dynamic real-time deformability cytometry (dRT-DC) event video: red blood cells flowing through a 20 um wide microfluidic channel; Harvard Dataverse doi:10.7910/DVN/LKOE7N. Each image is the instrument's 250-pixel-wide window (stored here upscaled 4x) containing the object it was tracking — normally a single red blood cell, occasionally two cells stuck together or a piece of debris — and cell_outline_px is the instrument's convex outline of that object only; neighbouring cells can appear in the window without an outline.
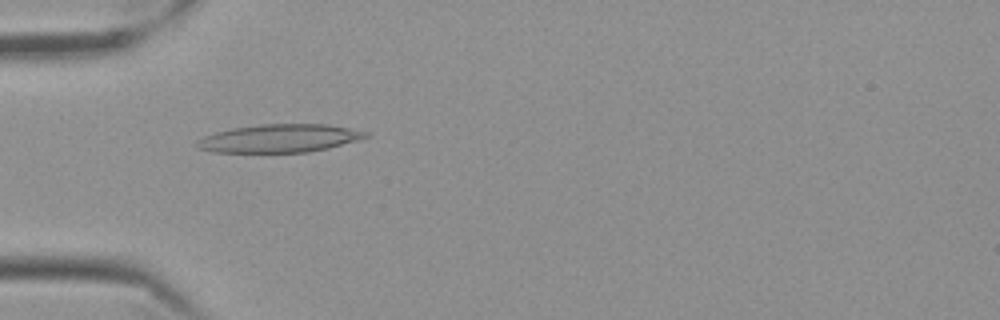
{"species": "Egyptian fruit bat (a non-hibernating species)", "species_latin": "Rousettus aegyptiacus", "temperature_condition": "cold", "stored_images_in_passage": 51, "camera_frame_rate_fps": 3000, "um_per_image_px": 0.085, "frame": {"image": 1, "passage_image": 12, "time_ms": 3.667, "image_size_px": [1000, 320], "cell_outline_px": [[368, 136], [356, 140], [328, 148], [308, 152], [212, 152], [196, 148], [196, 140], [204, 136], [216, 132], [232, 128], [260, 124], [328, 124], [368, 132]], "centroid_in_image_um": [23.7, 11.76], "position_along_channel_um": 61.3, "area_um2": 27.51}}
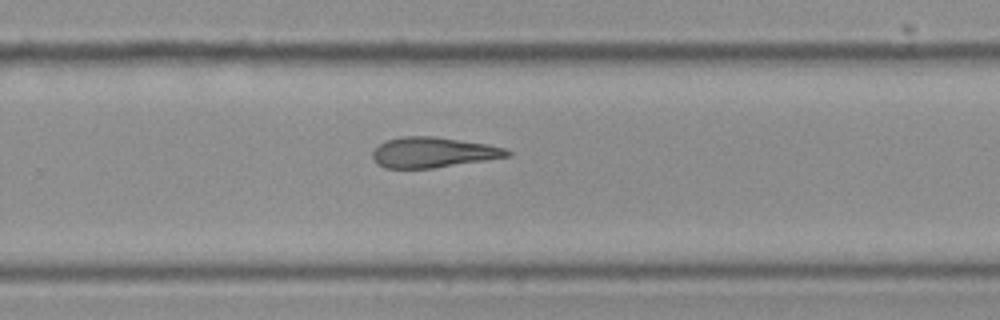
{"frame": {"image": 2, "passage_image": 32, "time_ms": 10.333, "image_size_px": [1000, 320], "cell_outline_px": [[512, 156], [432, 168], [384, 168], [376, 164], [372, 156], [372, 152], [380, 144], [388, 140], [400, 136], [432, 136], [488, 144], [508, 148], [512, 152]], "centroid_in_image_um": [36.84, 12.95], "position_along_channel_um": 293.0, "area_um2": 23.87}}
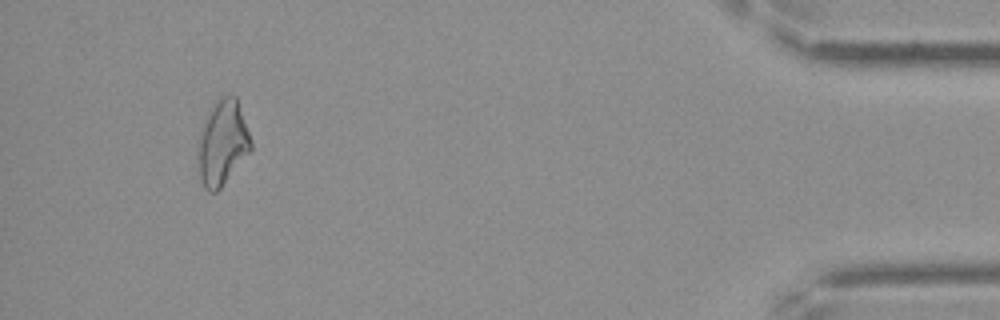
{"frame": {"image": 3, "passage_image": 48, "time_ms": 15.667, "image_size_px": [1000, 320], "cell_outline_px": [[252, 148], [220, 188], [216, 192], [208, 192], [204, 188], [200, 180], [196, 156], [196, 144], [200, 128], [212, 104], [216, 100], [224, 96], [236, 96], [252, 140]], "centroid_in_image_um": [18.85, 12.14], "position_along_channel_um": 416.3, "area_um2": 26.53}, "authors_computed_cell_mechanics": {"area_um2": 25.143, "velocity_mm_per_s": 3.5269, "shape_relaxation_time_tau1_ms": null, "shape_relaxation_time_tau2_ms": 10.7305, "deformation_change_tau1": null, "deformation_change_tau2": 0.267}}